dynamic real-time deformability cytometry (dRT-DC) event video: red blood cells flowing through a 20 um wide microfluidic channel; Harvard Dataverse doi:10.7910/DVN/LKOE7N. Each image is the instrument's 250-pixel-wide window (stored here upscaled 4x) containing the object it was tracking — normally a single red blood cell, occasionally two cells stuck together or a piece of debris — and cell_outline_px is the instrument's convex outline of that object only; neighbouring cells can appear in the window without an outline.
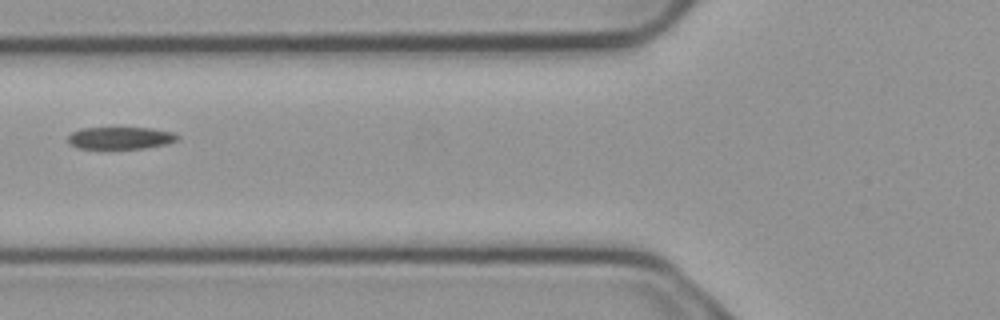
{"species": "common noctule bat (a hibernating species)", "species_latin": "Nyctalus noctula", "temperature_condition": "cold", "stored_images_in_passage": 6, "camera_frame_rate_fps": 3000, "um_per_image_px": 0.085, "animal": {"sex": "male", "body_mass_g": 23.1, "forearm_length_mm": 52.7}, "frame": {"image": 1, "passage_image": 6, "time_ms": 1.667, "image_size_px": [1000, 320], "cell_outline_px": [[180, 136], [176, 140], [168, 144], [144, 148], [76, 148], [68, 140], [68, 136], [72, 132], [80, 128], [152, 128], [176, 132]], "centroid_in_image_um": [10.29, 11.72], "position_along_channel_um": 115.5, "area_um2": 14.16}}